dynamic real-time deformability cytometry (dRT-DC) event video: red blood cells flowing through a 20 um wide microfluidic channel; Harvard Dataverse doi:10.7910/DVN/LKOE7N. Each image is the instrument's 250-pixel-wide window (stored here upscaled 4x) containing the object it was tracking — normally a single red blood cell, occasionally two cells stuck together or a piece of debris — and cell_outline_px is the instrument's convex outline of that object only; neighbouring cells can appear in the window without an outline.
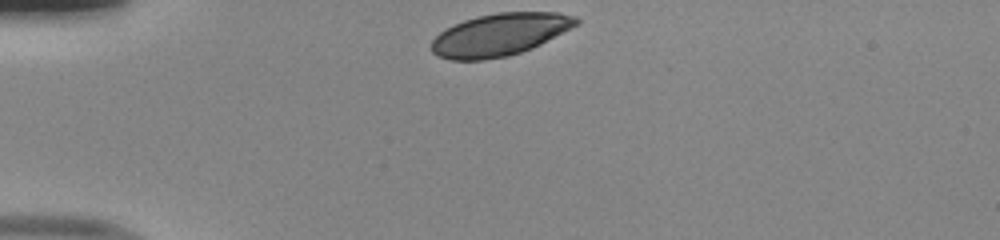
{"species": "human", "species_latin": "Homo sapiens", "temperature_condition": "room temperature", "stored_images_in_passage": 31, "camera_frame_rate_fps": 3000, "um_per_image_px": 0.085, "donor": {"sex": "male"}, "frame": {"image": 1, "passage_image": 1, "time_ms": 0.0, "image_size_px": [1000, 240], "cell_outline_px": [[580, 24], [532, 48], [508, 56], [484, 60], [452, 60], [436, 56], [432, 52], [432, 40], [440, 32], [464, 20], [476, 16], [496, 12], [560, 12], [576, 16], [580, 20]], "centroid_in_image_um": [42.51, 2.94], "position_along_channel_um": 42.5, "area_um2": 35.84}}
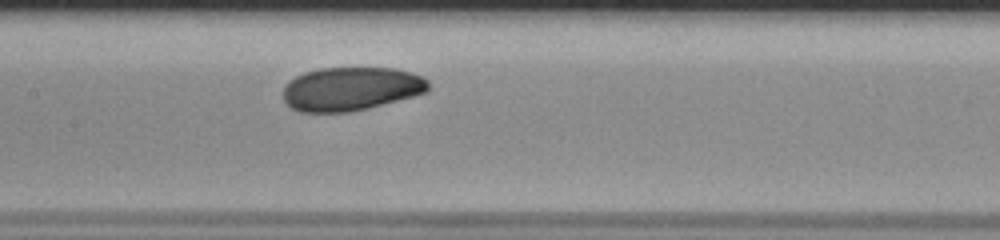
{"frame": {"image": 2, "passage_image": 14, "time_ms": 4.333, "image_size_px": [1000, 240], "cell_outline_px": [[428, 92], [368, 108], [348, 112], [300, 112], [292, 108], [284, 100], [284, 88], [288, 80], [304, 72], [320, 68], [396, 68], [412, 72], [428, 80]], "centroid_in_image_um": [29.83, 7.54], "position_along_channel_um": 177.6, "area_um2": 36.93}}
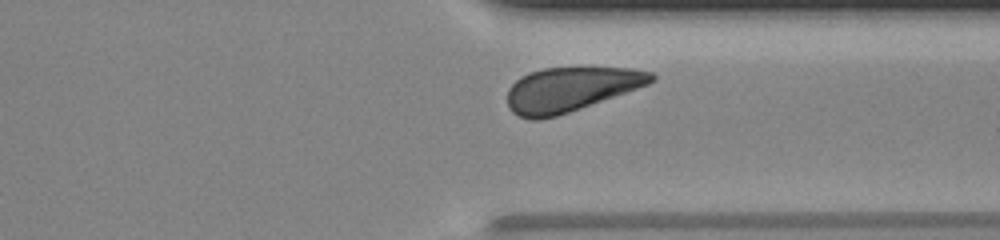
{"frame": {"image": 3, "passage_image": 28, "time_ms": 9.0, "image_size_px": [1000, 240], "cell_outline_px": [[656, 80], [648, 84], [568, 112], [556, 116], [540, 120], [528, 120], [512, 112], [508, 108], [508, 88], [520, 76], [528, 72], [544, 68], [632, 68], [652, 72], [656, 76]], "centroid_in_image_um": [48.46, 7.59], "position_along_channel_um": 362.9, "area_um2": 36.93}, "authors_computed_cell_mechanics": {"area_um2": 37.9746, "velocity_mm_per_s": 3.9629, "shape_relaxation_time_tau1_ms": 3.0676, "shape_relaxation_time_tau2_ms": null, "deformation_change_tau1": 0.1078, "deformation_change_tau2": null}}